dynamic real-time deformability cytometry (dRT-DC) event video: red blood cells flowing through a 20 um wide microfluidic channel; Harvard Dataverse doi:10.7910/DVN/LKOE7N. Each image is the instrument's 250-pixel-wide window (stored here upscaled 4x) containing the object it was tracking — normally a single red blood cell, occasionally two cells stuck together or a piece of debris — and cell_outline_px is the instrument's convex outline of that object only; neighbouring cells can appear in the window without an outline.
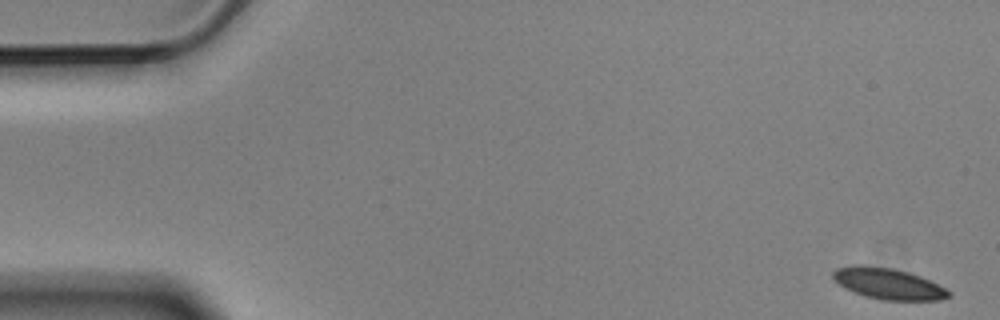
{"species": "Egyptian fruit bat (a non-hibernating species)", "species_latin": "Rousettus aegyptiacus", "temperature_condition": "cold", "stored_images_in_passage": 4, "camera_frame_rate_fps": 3000, "um_per_image_px": 0.085, "animal": {"sex": "male"}, "frame": {"image": 1, "passage_image": 1, "time_ms": 0.0, "image_size_px": [1000, 320], "cell_outline_px": [[952, 296], [940, 300], [880, 300], [864, 296], [844, 288], [832, 276], [832, 272], [836, 268], [852, 264], [864, 264], [892, 268], [908, 272], [920, 276], [952, 292]], "centroid_in_image_um": [75.47, 24.1], "position_along_channel_um": 9.5, "area_um2": 21.1}}
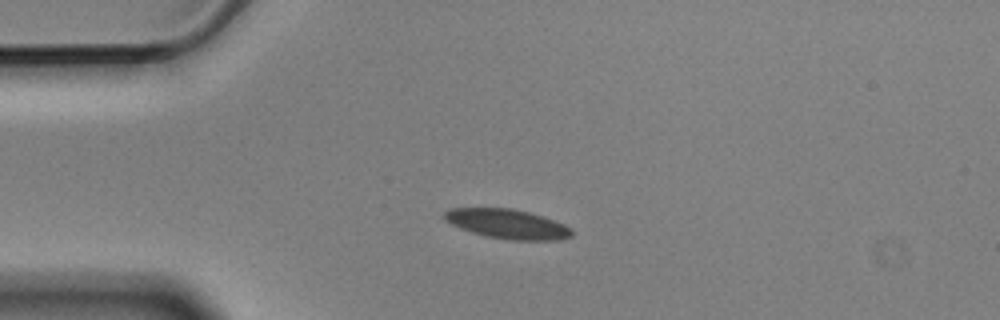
{"frame": {"image": 2, "passage_image": 4, "time_ms": 1.0, "image_size_px": [1000, 320], "cell_outline_px": [[572, 236], [560, 240], [512, 240], [488, 236], [472, 232], [460, 228], [444, 220], [444, 212], [448, 208], [512, 208], [528, 212], [564, 224], [572, 228]], "centroid_in_image_um": [43.12, 19.03], "position_along_channel_um": 41.9, "area_um2": 21.73}}